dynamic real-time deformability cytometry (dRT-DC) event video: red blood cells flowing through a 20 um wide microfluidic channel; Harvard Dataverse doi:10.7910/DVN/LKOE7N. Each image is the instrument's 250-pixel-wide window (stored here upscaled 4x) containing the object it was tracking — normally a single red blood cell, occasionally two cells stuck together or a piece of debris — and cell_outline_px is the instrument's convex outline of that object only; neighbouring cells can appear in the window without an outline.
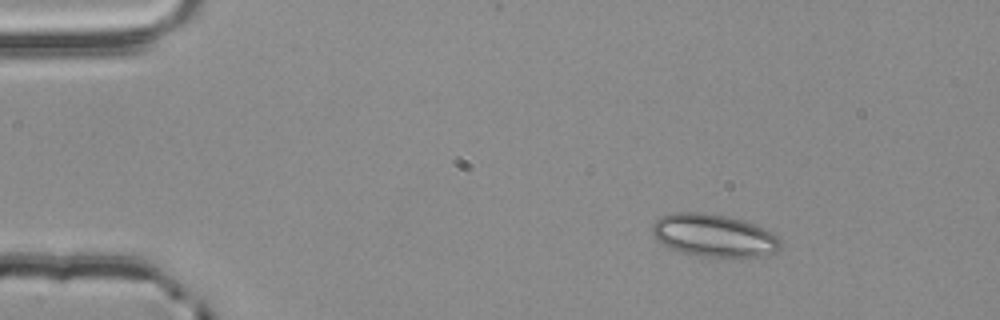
{"species": "common noctule bat (a hibernating species)", "species_latin": "Nyctalus noctula", "temperature_condition": "room temperature", "stored_images_in_passage": 3, "camera_frame_rate_fps": 3000, "um_per_image_px": 0.085, "animal": {"sex": "male", "body_mass_g": 20.4}, "frame": {"image": 1, "passage_image": 1, "time_ms": 0.0, "image_size_px": [1000, 320], "cell_outline_px": [[780, 248], [776, 252], [764, 256], [740, 260], [700, 256], [680, 252], [656, 240], [652, 232], [652, 224], [660, 216], [672, 212], [708, 212], [728, 216], [744, 220], [776, 232], [780, 240]], "centroid_in_image_um": [60.75, 20.04], "position_along_channel_um": 24.3, "area_um2": 33.12}}